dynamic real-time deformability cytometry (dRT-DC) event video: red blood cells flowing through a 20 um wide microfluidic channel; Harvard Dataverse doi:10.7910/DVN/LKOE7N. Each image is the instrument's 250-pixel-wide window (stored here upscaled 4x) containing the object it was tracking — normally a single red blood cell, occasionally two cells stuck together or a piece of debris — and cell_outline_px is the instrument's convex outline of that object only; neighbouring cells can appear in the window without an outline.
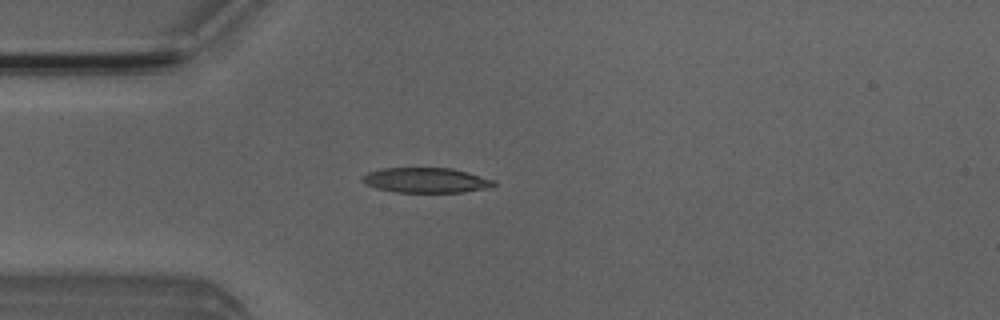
{"species": "Egyptian fruit bat (a non-hibernating species)", "species_latin": "Rousettus aegyptiacus", "temperature_condition": "room temperature", "stored_images_in_passage": 4, "camera_frame_rate_fps": 3000, "um_per_image_px": 0.085, "animal": {"sex": "male"}, "frame": {"image": 1, "passage_image": 4, "time_ms": 3.333, "image_size_px": [1000, 320], "cell_outline_px": [[496, 184], [492, 188], [464, 192], [396, 192], [376, 188], [364, 184], [360, 180], [360, 176], [368, 172], [384, 168], [452, 168], [468, 172], [496, 180]], "centroid_in_image_um": [36.23, 15.32], "position_along_channel_um": 48.8, "area_um2": 19.48}}